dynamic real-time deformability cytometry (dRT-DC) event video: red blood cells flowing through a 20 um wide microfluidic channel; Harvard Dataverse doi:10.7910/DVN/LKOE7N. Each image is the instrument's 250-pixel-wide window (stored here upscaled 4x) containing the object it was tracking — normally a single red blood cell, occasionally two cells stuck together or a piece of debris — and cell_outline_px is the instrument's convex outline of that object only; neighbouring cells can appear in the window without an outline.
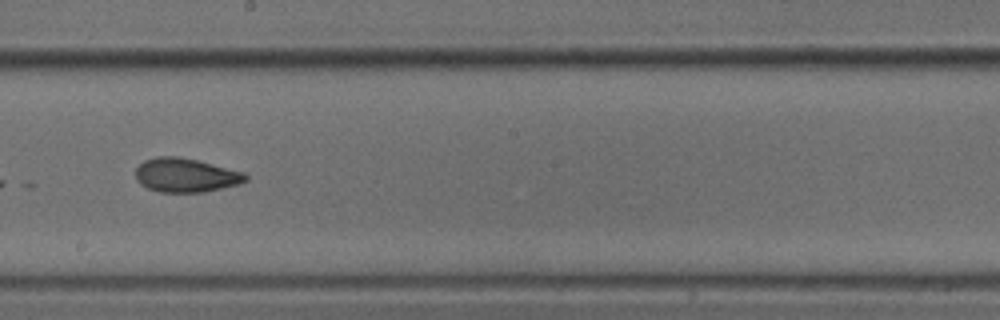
{"species": "common noctule bat (a hibernating species)", "species_latin": "Nyctalus noctula", "temperature_condition": "cold", "stored_images_in_passage": 10, "camera_frame_rate_fps": 3000, "um_per_image_px": 0.085, "animal": {"sex": "male", "body_mass_g": 18.8}, "frame": {"image": 1, "passage_image": 9, "time_ms": 2.667, "image_size_px": [1000, 320], "cell_outline_px": [[248, 180], [236, 184], [204, 192], [160, 192], [148, 188], [140, 184], [136, 180], [136, 168], [144, 160], [156, 156], [180, 156], [244, 172], [248, 176]], "centroid_in_image_um": [15.75, 14.88], "position_along_channel_um": 232.4, "area_um2": 21.68}}
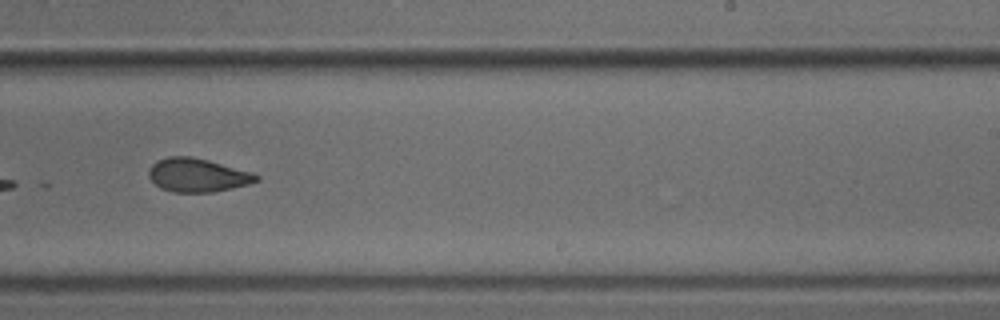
{"frame": {"image": 2, "passage_image": 10, "time_ms": 3.0, "image_size_px": [1000, 320], "cell_outline_px": [[260, 180], [248, 184], [232, 188], [212, 192], [172, 192], [160, 188], [148, 176], [148, 172], [152, 164], [156, 160], [168, 156], [188, 156], [208, 160], [252, 172], [260, 176]], "centroid_in_image_um": [16.78, 14.88], "position_along_channel_um": 272.2, "area_um2": 21.04}}